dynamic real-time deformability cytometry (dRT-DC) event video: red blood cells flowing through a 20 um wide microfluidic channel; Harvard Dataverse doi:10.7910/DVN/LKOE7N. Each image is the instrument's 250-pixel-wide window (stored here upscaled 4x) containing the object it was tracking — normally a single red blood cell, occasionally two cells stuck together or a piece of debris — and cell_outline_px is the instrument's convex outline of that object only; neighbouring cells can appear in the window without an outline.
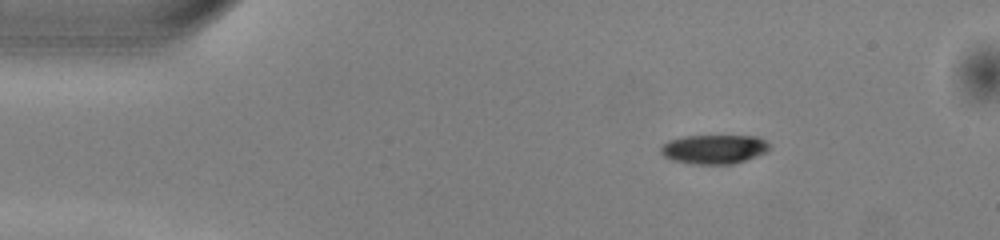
{"species": "common noctule bat (a hibernating species)", "species_latin": "Nyctalus noctula", "temperature_condition": "warm", "stored_images_in_passage": 44, "camera_frame_rate_fps": 3000, "um_per_image_px": 0.085, "animal": {"sex": "male", "body_mass_g": 13.0, "forearm_length_mm": 53.1}, "frame": {"image": 1, "passage_image": 1, "time_ms": 0.0, "image_size_px": [1000, 240], "cell_outline_px": [[768, 148], [764, 152], [756, 156], [732, 164], [688, 164], [672, 160], [664, 156], [660, 152], [660, 144], [668, 140], [684, 136], [756, 136], [764, 140], [768, 144]], "centroid_in_image_um": [60.6, 12.68], "position_along_channel_um": 24.4, "area_um2": 18.44}}
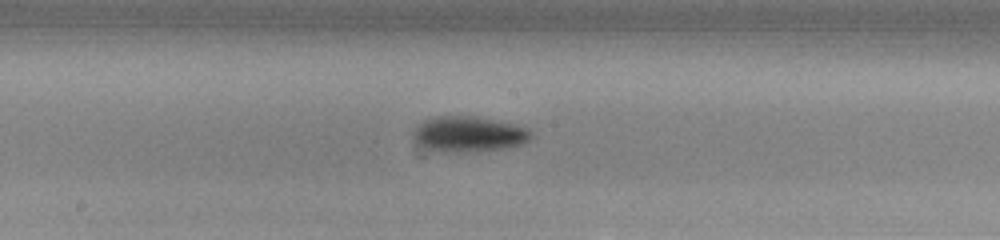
{"frame": {"image": 2, "passage_image": 20, "time_ms": 6.333, "image_size_px": [1000, 240], "cell_outline_px": [[532, 140], [524, 144], [508, 148], [476, 152], [444, 152], [432, 148], [416, 140], [412, 136], [412, 132], [424, 120], [436, 116], [480, 116], [516, 124], [528, 128], [532, 132]], "centroid_in_image_um": [39.96, 11.39], "position_along_channel_um": 208.2, "area_um2": 24.62}}
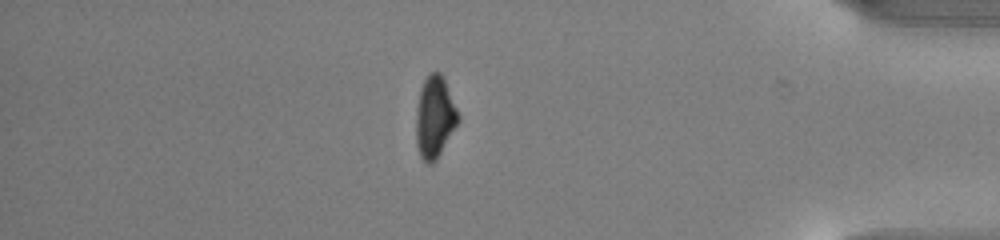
{"frame": {"image": 3, "passage_image": 37, "time_ms": 12.0, "image_size_px": [1000, 240], "cell_outline_px": [[460, 120], [436, 160], [432, 164], [428, 164], [420, 156], [416, 144], [416, 108], [420, 88], [428, 72], [440, 72], [444, 80], [460, 116]], "centroid_in_image_um": [36.94, 9.96], "position_along_channel_um": 398.3, "area_um2": 20.06}}